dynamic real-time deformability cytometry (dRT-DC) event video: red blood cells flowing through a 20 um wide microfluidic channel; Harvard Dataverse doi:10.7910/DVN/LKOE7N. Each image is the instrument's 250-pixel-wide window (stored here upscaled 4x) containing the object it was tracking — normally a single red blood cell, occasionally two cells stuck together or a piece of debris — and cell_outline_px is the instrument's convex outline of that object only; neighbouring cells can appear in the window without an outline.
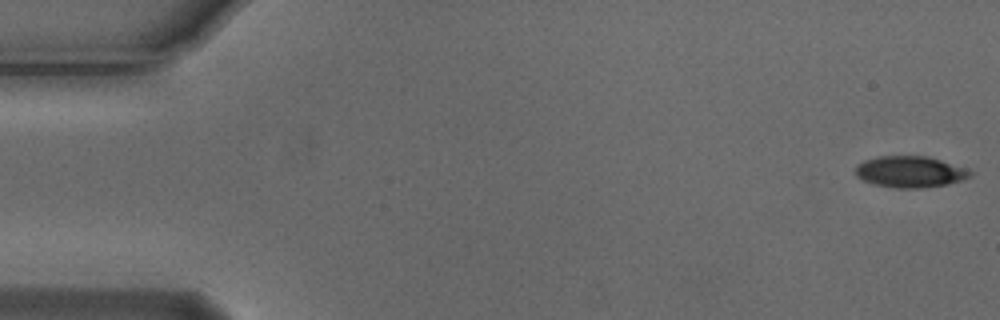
{"species": "Egyptian fruit bat (a non-hibernating species)", "species_latin": "Rousettus aegyptiacus", "temperature_condition": "cold", "stored_images_in_passage": 55, "camera_frame_rate_fps": 3000, "um_per_image_px": 0.085, "animal": {"sex": "male"}, "frame": {"image": 1, "passage_image": 1, "time_ms": 0.0, "image_size_px": [1000, 320], "cell_outline_px": [[972, 176], [964, 180], [948, 184], [924, 188], [896, 188], [872, 184], [856, 176], [856, 164], [864, 160], [876, 156], [928, 156], [968, 168], [972, 172]], "centroid_in_image_um": [77.38, 14.6], "position_along_channel_um": 7.6, "area_um2": 21.27}}
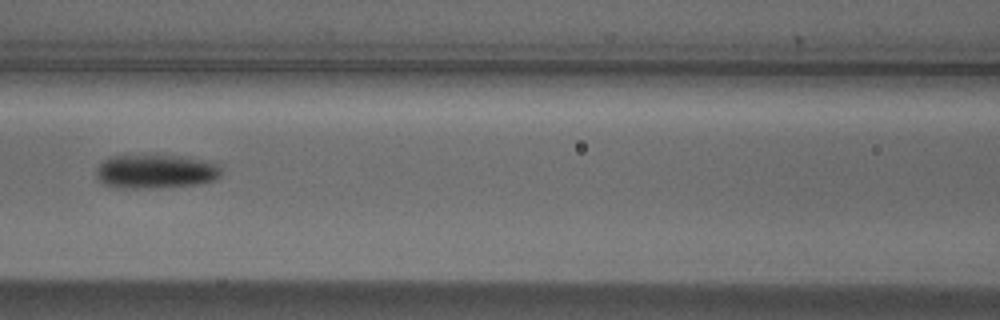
{"frame": {"image": 2, "passage_image": 24, "time_ms": 7.667, "image_size_px": [1000, 320], "cell_outline_px": [[220, 176], [216, 180], [196, 184], [152, 188], [120, 188], [104, 184], [96, 176], [96, 168], [100, 160], [108, 156], [184, 156], [220, 164]], "centroid_in_image_um": [13.2, 14.57], "position_along_channel_um": 153.4, "area_um2": 24.8}}
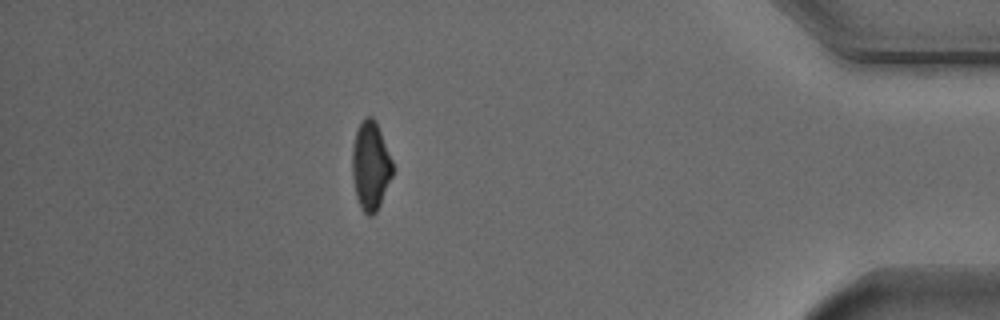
{"frame": {"image": 3, "passage_image": 48, "time_ms": 15.667, "image_size_px": [1000, 320], "cell_outline_px": [[396, 168], [380, 204], [376, 212], [372, 216], [368, 216], [360, 208], [356, 196], [352, 176], [352, 148], [356, 132], [364, 116], [372, 116], [376, 120]], "centroid_in_image_um": [31.52, 14.09], "position_along_channel_um": 403.7, "area_um2": 21.27}, "authors_computed_cell_mechanics": {"area_um2": 22.253, "velocity_mm_per_s": 3.7339, "shape_relaxation_time_tau1_ms": 4.1582, "shape_relaxation_time_tau2_ms": null, "deformation_change_tau1": 0.1424, "deformation_change_tau2": null}}